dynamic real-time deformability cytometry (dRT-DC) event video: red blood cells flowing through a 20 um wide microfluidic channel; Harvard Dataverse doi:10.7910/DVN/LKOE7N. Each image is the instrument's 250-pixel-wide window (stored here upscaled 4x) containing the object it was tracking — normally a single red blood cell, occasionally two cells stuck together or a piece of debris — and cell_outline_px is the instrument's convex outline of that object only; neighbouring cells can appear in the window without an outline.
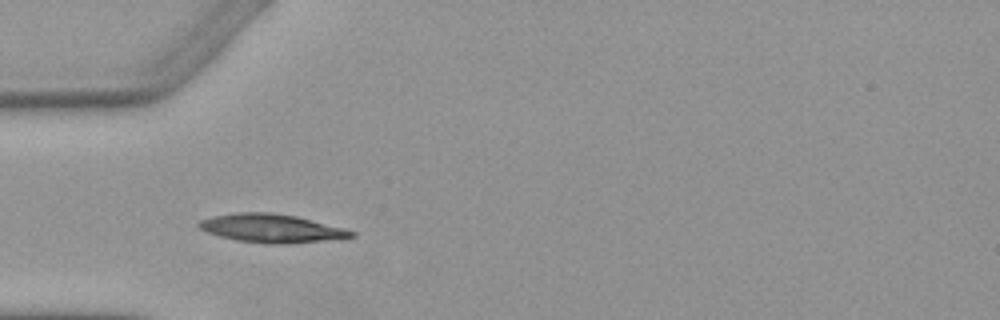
{"species": "Egyptian fruit bat (a non-hibernating species)", "species_latin": "Rousettus aegyptiacus", "temperature_condition": "warm", "stored_images_in_passage": 2, "camera_frame_rate_fps": 3000, "um_per_image_px": 0.085, "animal": {"sex": "female"}, "frame": {"image": 1, "passage_image": 1, "time_ms": 0.0, "image_size_px": [1000, 320], "cell_outline_px": [[356, 236], [324, 240], [288, 244], [272, 244], [236, 240], [220, 236], [208, 232], [200, 228], [196, 224], [200, 220], [212, 216], [240, 212], [268, 212], [296, 216], [344, 228], [356, 232]], "centroid_in_image_um": [23.07, 19.4], "position_along_channel_um": 61.9, "area_um2": 25.03}}